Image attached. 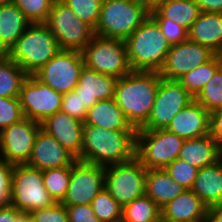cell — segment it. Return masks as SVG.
<instances>
[{
    "mask_svg": "<svg viewBox=\"0 0 222 222\" xmlns=\"http://www.w3.org/2000/svg\"><path fill=\"white\" fill-rule=\"evenodd\" d=\"M201 12L222 13V0H195Z\"/></svg>",
    "mask_w": 222,
    "mask_h": 222,
    "instance_id": "cell-46",
    "label": "cell"
},
{
    "mask_svg": "<svg viewBox=\"0 0 222 222\" xmlns=\"http://www.w3.org/2000/svg\"><path fill=\"white\" fill-rule=\"evenodd\" d=\"M118 78L82 68L75 91L82 99L83 105L90 109L97 101L114 98Z\"/></svg>",
    "mask_w": 222,
    "mask_h": 222,
    "instance_id": "cell-20",
    "label": "cell"
},
{
    "mask_svg": "<svg viewBox=\"0 0 222 222\" xmlns=\"http://www.w3.org/2000/svg\"><path fill=\"white\" fill-rule=\"evenodd\" d=\"M42 173L44 187L55 202H61L68 190L71 166L46 169Z\"/></svg>",
    "mask_w": 222,
    "mask_h": 222,
    "instance_id": "cell-33",
    "label": "cell"
},
{
    "mask_svg": "<svg viewBox=\"0 0 222 222\" xmlns=\"http://www.w3.org/2000/svg\"><path fill=\"white\" fill-rule=\"evenodd\" d=\"M84 57L82 52L60 50L34 75L55 91L65 94L78 85Z\"/></svg>",
    "mask_w": 222,
    "mask_h": 222,
    "instance_id": "cell-11",
    "label": "cell"
},
{
    "mask_svg": "<svg viewBox=\"0 0 222 222\" xmlns=\"http://www.w3.org/2000/svg\"><path fill=\"white\" fill-rule=\"evenodd\" d=\"M166 130L183 139L203 137L210 133V113L194 100L177 113Z\"/></svg>",
    "mask_w": 222,
    "mask_h": 222,
    "instance_id": "cell-19",
    "label": "cell"
},
{
    "mask_svg": "<svg viewBox=\"0 0 222 222\" xmlns=\"http://www.w3.org/2000/svg\"><path fill=\"white\" fill-rule=\"evenodd\" d=\"M60 48L56 37L44 23L30 24L6 55L28 75H34Z\"/></svg>",
    "mask_w": 222,
    "mask_h": 222,
    "instance_id": "cell-4",
    "label": "cell"
},
{
    "mask_svg": "<svg viewBox=\"0 0 222 222\" xmlns=\"http://www.w3.org/2000/svg\"><path fill=\"white\" fill-rule=\"evenodd\" d=\"M178 158L199 170L218 162L222 158V150L218 142L208 134L199 138L184 139Z\"/></svg>",
    "mask_w": 222,
    "mask_h": 222,
    "instance_id": "cell-22",
    "label": "cell"
},
{
    "mask_svg": "<svg viewBox=\"0 0 222 222\" xmlns=\"http://www.w3.org/2000/svg\"><path fill=\"white\" fill-rule=\"evenodd\" d=\"M77 158L51 135L40 129L35 138L28 166L39 170L72 166Z\"/></svg>",
    "mask_w": 222,
    "mask_h": 222,
    "instance_id": "cell-18",
    "label": "cell"
},
{
    "mask_svg": "<svg viewBox=\"0 0 222 222\" xmlns=\"http://www.w3.org/2000/svg\"><path fill=\"white\" fill-rule=\"evenodd\" d=\"M192 101L194 97L178 80L161 78L151 115L139 130L166 129L177 113Z\"/></svg>",
    "mask_w": 222,
    "mask_h": 222,
    "instance_id": "cell-12",
    "label": "cell"
},
{
    "mask_svg": "<svg viewBox=\"0 0 222 222\" xmlns=\"http://www.w3.org/2000/svg\"><path fill=\"white\" fill-rule=\"evenodd\" d=\"M164 170L185 190L192 189L198 173L197 168L179 158L171 162Z\"/></svg>",
    "mask_w": 222,
    "mask_h": 222,
    "instance_id": "cell-37",
    "label": "cell"
},
{
    "mask_svg": "<svg viewBox=\"0 0 222 222\" xmlns=\"http://www.w3.org/2000/svg\"><path fill=\"white\" fill-rule=\"evenodd\" d=\"M40 129L41 123L26 117L5 128L0 132V157L13 165L26 164Z\"/></svg>",
    "mask_w": 222,
    "mask_h": 222,
    "instance_id": "cell-15",
    "label": "cell"
},
{
    "mask_svg": "<svg viewBox=\"0 0 222 222\" xmlns=\"http://www.w3.org/2000/svg\"><path fill=\"white\" fill-rule=\"evenodd\" d=\"M121 222H161V209L145 194L122 207Z\"/></svg>",
    "mask_w": 222,
    "mask_h": 222,
    "instance_id": "cell-30",
    "label": "cell"
},
{
    "mask_svg": "<svg viewBox=\"0 0 222 222\" xmlns=\"http://www.w3.org/2000/svg\"><path fill=\"white\" fill-rule=\"evenodd\" d=\"M84 125L113 131H137L129 123L114 98L97 101L88 109Z\"/></svg>",
    "mask_w": 222,
    "mask_h": 222,
    "instance_id": "cell-23",
    "label": "cell"
},
{
    "mask_svg": "<svg viewBox=\"0 0 222 222\" xmlns=\"http://www.w3.org/2000/svg\"><path fill=\"white\" fill-rule=\"evenodd\" d=\"M208 207L186 189L161 209V222H189L206 219Z\"/></svg>",
    "mask_w": 222,
    "mask_h": 222,
    "instance_id": "cell-21",
    "label": "cell"
},
{
    "mask_svg": "<svg viewBox=\"0 0 222 222\" xmlns=\"http://www.w3.org/2000/svg\"><path fill=\"white\" fill-rule=\"evenodd\" d=\"M91 206L100 222H121L122 206L103 189L92 200Z\"/></svg>",
    "mask_w": 222,
    "mask_h": 222,
    "instance_id": "cell-34",
    "label": "cell"
},
{
    "mask_svg": "<svg viewBox=\"0 0 222 222\" xmlns=\"http://www.w3.org/2000/svg\"><path fill=\"white\" fill-rule=\"evenodd\" d=\"M209 113L222 109V65L194 98Z\"/></svg>",
    "mask_w": 222,
    "mask_h": 222,
    "instance_id": "cell-32",
    "label": "cell"
},
{
    "mask_svg": "<svg viewBox=\"0 0 222 222\" xmlns=\"http://www.w3.org/2000/svg\"><path fill=\"white\" fill-rule=\"evenodd\" d=\"M149 16L141 0H103L94 33L125 41Z\"/></svg>",
    "mask_w": 222,
    "mask_h": 222,
    "instance_id": "cell-5",
    "label": "cell"
},
{
    "mask_svg": "<svg viewBox=\"0 0 222 222\" xmlns=\"http://www.w3.org/2000/svg\"><path fill=\"white\" fill-rule=\"evenodd\" d=\"M55 0H11L31 23H45Z\"/></svg>",
    "mask_w": 222,
    "mask_h": 222,
    "instance_id": "cell-35",
    "label": "cell"
},
{
    "mask_svg": "<svg viewBox=\"0 0 222 222\" xmlns=\"http://www.w3.org/2000/svg\"><path fill=\"white\" fill-rule=\"evenodd\" d=\"M200 13L195 0H167L150 11V16L153 19H172L189 29Z\"/></svg>",
    "mask_w": 222,
    "mask_h": 222,
    "instance_id": "cell-28",
    "label": "cell"
},
{
    "mask_svg": "<svg viewBox=\"0 0 222 222\" xmlns=\"http://www.w3.org/2000/svg\"><path fill=\"white\" fill-rule=\"evenodd\" d=\"M56 37L60 50L82 52L95 35L94 29L61 0H55L44 23Z\"/></svg>",
    "mask_w": 222,
    "mask_h": 222,
    "instance_id": "cell-8",
    "label": "cell"
},
{
    "mask_svg": "<svg viewBox=\"0 0 222 222\" xmlns=\"http://www.w3.org/2000/svg\"><path fill=\"white\" fill-rule=\"evenodd\" d=\"M188 39L222 55V13L201 12L188 29Z\"/></svg>",
    "mask_w": 222,
    "mask_h": 222,
    "instance_id": "cell-24",
    "label": "cell"
},
{
    "mask_svg": "<svg viewBox=\"0 0 222 222\" xmlns=\"http://www.w3.org/2000/svg\"><path fill=\"white\" fill-rule=\"evenodd\" d=\"M160 27L161 34L171 44H178L188 39V29L170 19H154Z\"/></svg>",
    "mask_w": 222,
    "mask_h": 222,
    "instance_id": "cell-40",
    "label": "cell"
},
{
    "mask_svg": "<svg viewBox=\"0 0 222 222\" xmlns=\"http://www.w3.org/2000/svg\"><path fill=\"white\" fill-rule=\"evenodd\" d=\"M189 222H207L206 219H201V220H197V221H189Z\"/></svg>",
    "mask_w": 222,
    "mask_h": 222,
    "instance_id": "cell-51",
    "label": "cell"
},
{
    "mask_svg": "<svg viewBox=\"0 0 222 222\" xmlns=\"http://www.w3.org/2000/svg\"><path fill=\"white\" fill-rule=\"evenodd\" d=\"M28 76L6 54H0V97H19L22 84Z\"/></svg>",
    "mask_w": 222,
    "mask_h": 222,
    "instance_id": "cell-29",
    "label": "cell"
},
{
    "mask_svg": "<svg viewBox=\"0 0 222 222\" xmlns=\"http://www.w3.org/2000/svg\"><path fill=\"white\" fill-rule=\"evenodd\" d=\"M221 65L222 55L216 54L210 61L184 74L178 81L195 98Z\"/></svg>",
    "mask_w": 222,
    "mask_h": 222,
    "instance_id": "cell-31",
    "label": "cell"
},
{
    "mask_svg": "<svg viewBox=\"0 0 222 222\" xmlns=\"http://www.w3.org/2000/svg\"><path fill=\"white\" fill-rule=\"evenodd\" d=\"M215 55L209 47L187 39L170 46L158 73L161 78L178 80L187 72L210 61Z\"/></svg>",
    "mask_w": 222,
    "mask_h": 222,
    "instance_id": "cell-16",
    "label": "cell"
},
{
    "mask_svg": "<svg viewBox=\"0 0 222 222\" xmlns=\"http://www.w3.org/2000/svg\"><path fill=\"white\" fill-rule=\"evenodd\" d=\"M147 169L134 159L105 167V186L110 195L123 207L145 195Z\"/></svg>",
    "mask_w": 222,
    "mask_h": 222,
    "instance_id": "cell-10",
    "label": "cell"
},
{
    "mask_svg": "<svg viewBox=\"0 0 222 222\" xmlns=\"http://www.w3.org/2000/svg\"><path fill=\"white\" fill-rule=\"evenodd\" d=\"M31 23L12 2L0 7V54H6Z\"/></svg>",
    "mask_w": 222,
    "mask_h": 222,
    "instance_id": "cell-26",
    "label": "cell"
},
{
    "mask_svg": "<svg viewBox=\"0 0 222 222\" xmlns=\"http://www.w3.org/2000/svg\"><path fill=\"white\" fill-rule=\"evenodd\" d=\"M104 186L105 167L77 160L71 166L68 190L61 203L64 206L91 204Z\"/></svg>",
    "mask_w": 222,
    "mask_h": 222,
    "instance_id": "cell-14",
    "label": "cell"
},
{
    "mask_svg": "<svg viewBox=\"0 0 222 222\" xmlns=\"http://www.w3.org/2000/svg\"><path fill=\"white\" fill-rule=\"evenodd\" d=\"M60 110L83 122L88 111L86 106L83 105L79 94L75 90L63 94Z\"/></svg>",
    "mask_w": 222,
    "mask_h": 222,
    "instance_id": "cell-42",
    "label": "cell"
},
{
    "mask_svg": "<svg viewBox=\"0 0 222 222\" xmlns=\"http://www.w3.org/2000/svg\"><path fill=\"white\" fill-rule=\"evenodd\" d=\"M11 3V0H0V7Z\"/></svg>",
    "mask_w": 222,
    "mask_h": 222,
    "instance_id": "cell-50",
    "label": "cell"
},
{
    "mask_svg": "<svg viewBox=\"0 0 222 222\" xmlns=\"http://www.w3.org/2000/svg\"><path fill=\"white\" fill-rule=\"evenodd\" d=\"M125 44L132 71L159 72L171 46L151 16L125 40Z\"/></svg>",
    "mask_w": 222,
    "mask_h": 222,
    "instance_id": "cell-3",
    "label": "cell"
},
{
    "mask_svg": "<svg viewBox=\"0 0 222 222\" xmlns=\"http://www.w3.org/2000/svg\"><path fill=\"white\" fill-rule=\"evenodd\" d=\"M82 54L84 65L98 73L121 78L132 71L124 40L94 35Z\"/></svg>",
    "mask_w": 222,
    "mask_h": 222,
    "instance_id": "cell-9",
    "label": "cell"
},
{
    "mask_svg": "<svg viewBox=\"0 0 222 222\" xmlns=\"http://www.w3.org/2000/svg\"><path fill=\"white\" fill-rule=\"evenodd\" d=\"M160 79L156 71H131L118 78L114 99L136 130L141 129L151 115Z\"/></svg>",
    "mask_w": 222,
    "mask_h": 222,
    "instance_id": "cell-1",
    "label": "cell"
},
{
    "mask_svg": "<svg viewBox=\"0 0 222 222\" xmlns=\"http://www.w3.org/2000/svg\"><path fill=\"white\" fill-rule=\"evenodd\" d=\"M24 118L19 97H0V132Z\"/></svg>",
    "mask_w": 222,
    "mask_h": 222,
    "instance_id": "cell-38",
    "label": "cell"
},
{
    "mask_svg": "<svg viewBox=\"0 0 222 222\" xmlns=\"http://www.w3.org/2000/svg\"><path fill=\"white\" fill-rule=\"evenodd\" d=\"M63 94L41 82L35 75H29L23 82L19 100L24 116L36 122H43L61 109Z\"/></svg>",
    "mask_w": 222,
    "mask_h": 222,
    "instance_id": "cell-13",
    "label": "cell"
},
{
    "mask_svg": "<svg viewBox=\"0 0 222 222\" xmlns=\"http://www.w3.org/2000/svg\"><path fill=\"white\" fill-rule=\"evenodd\" d=\"M184 139L166 129L137 130L136 158L148 169H165L178 158Z\"/></svg>",
    "mask_w": 222,
    "mask_h": 222,
    "instance_id": "cell-7",
    "label": "cell"
},
{
    "mask_svg": "<svg viewBox=\"0 0 222 222\" xmlns=\"http://www.w3.org/2000/svg\"><path fill=\"white\" fill-rule=\"evenodd\" d=\"M191 190L208 208L222 204V158L198 170Z\"/></svg>",
    "mask_w": 222,
    "mask_h": 222,
    "instance_id": "cell-25",
    "label": "cell"
},
{
    "mask_svg": "<svg viewBox=\"0 0 222 222\" xmlns=\"http://www.w3.org/2000/svg\"><path fill=\"white\" fill-rule=\"evenodd\" d=\"M69 222H100L94 214L91 204L66 206Z\"/></svg>",
    "mask_w": 222,
    "mask_h": 222,
    "instance_id": "cell-43",
    "label": "cell"
},
{
    "mask_svg": "<svg viewBox=\"0 0 222 222\" xmlns=\"http://www.w3.org/2000/svg\"><path fill=\"white\" fill-rule=\"evenodd\" d=\"M81 21L96 28L103 0H61Z\"/></svg>",
    "mask_w": 222,
    "mask_h": 222,
    "instance_id": "cell-36",
    "label": "cell"
},
{
    "mask_svg": "<svg viewBox=\"0 0 222 222\" xmlns=\"http://www.w3.org/2000/svg\"><path fill=\"white\" fill-rule=\"evenodd\" d=\"M185 189L176 183L164 169H148L145 194L162 209Z\"/></svg>",
    "mask_w": 222,
    "mask_h": 222,
    "instance_id": "cell-27",
    "label": "cell"
},
{
    "mask_svg": "<svg viewBox=\"0 0 222 222\" xmlns=\"http://www.w3.org/2000/svg\"><path fill=\"white\" fill-rule=\"evenodd\" d=\"M137 131H113L84 125L81 155L77 158L89 164L107 167L136 157Z\"/></svg>",
    "mask_w": 222,
    "mask_h": 222,
    "instance_id": "cell-2",
    "label": "cell"
},
{
    "mask_svg": "<svg viewBox=\"0 0 222 222\" xmlns=\"http://www.w3.org/2000/svg\"><path fill=\"white\" fill-rule=\"evenodd\" d=\"M222 150V109L210 113V133Z\"/></svg>",
    "mask_w": 222,
    "mask_h": 222,
    "instance_id": "cell-44",
    "label": "cell"
},
{
    "mask_svg": "<svg viewBox=\"0 0 222 222\" xmlns=\"http://www.w3.org/2000/svg\"><path fill=\"white\" fill-rule=\"evenodd\" d=\"M29 215L31 222H69L66 206L61 202L30 212Z\"/></svg>",
    "mask_w": 222,
    "mask_h": 222,
    "instance_id": "cell-39",
    "label": "cell"
},
{
    "mask_svg": "<svg viewBox=\"0 0 222 222\" xmlns=\"http://www.w3.org/2000/svg\"><path fill=\"white\" fill-rule=\"evenodd\" d=\"M146 6L147 8L152 11L153 9H155L159 4L167 1V0H141Z\"/></svg>",
    "mask_w": 222,
    "mask_h": 222,
    "instance_id": "cell-48",
    "label": "cell"
},
{
    "mask_svg": "<svg viewBox=\"0 0 222 222\" xmlns=\"http://www.w3.org/2000/svg\"><path fill=\"white\" fill-rule=\"evenodd\" d=\"M55 200L44 187L42 170L16 164L13 168L11 206L23 213H30L52 206Z\"/></svg>",
    "mask_w": 222,
    "mask_h": 222,
    "instance_id": "cell-6",
    "label": "cell"
},
{
    "mask_svg": "<svg viewBox=\"0 0 222 222\" xmlns=\"http://www.w3.org/2000/svg\"><path fill=\"white\" fill-rule=\"evenodd\" d=\"M84 122L59 110L41 122V129L51 135L76 158L81 155Z\"/></svg>",
    "mask_w": 222,
    "mask_h": 222,
    "instance_id": "cell-17",
    "label": "cell"
},
{
    "mask_svg": "<svg viewBox=\"0 0 222 222\" xmlns=\"http://www.w3.org/2000/svg\"><path fill=\"white\" fill-rule=\"evenodd\" d=\"M0 222H22V212L11 205L0 208Z\"/></svg>",
    "mask_w": 222,
    "mask_h": 222,
    "instance_id": "cell-45",
    "label": "cell"
},
{
    "mask_svg": "<svg viewBox=\"0 0 222 222\" xmlns=\"http://www.w3.org/2000/svg\"><path fill=\"white\" fill-rule=\"evenodd\" d=\"M206 220L207 222H222V204L209 207Z\"/></svg>",
    "mask_w": 222,
    "mask_h": 222,
    "instance_id": "cell-47",
    "label": "cell"
},
{
    "mask_svg": "<svg viewBox=\"0 0 222 222\" xmlns=\"http://www.w3.org/2000/svg\"><path fill=\"white\" fill-rule=\"evenodd\" d=\"M22 222H31V217L29 213L22 212Z\"/></svg>",
    "mask_w": 222,
    "mask_h": 222,
    "instance_id": "cell-49",
    "label": "cell"
},
{
    "mask_svg": "<svg viewBox=\"0 0 222 222\" xmlns=\"http://www.w3.org/2000/svg\"><path fill=\"white\" fill-rule=\"evenodd\" d=\"M14 165L0 157V208L11 205V185Z\"/></svg>",
    "mask_w": 222,
    "mask_h": 222,
    "instance_id": "cell-41",
    "label": "cell"
}]
</instances>
